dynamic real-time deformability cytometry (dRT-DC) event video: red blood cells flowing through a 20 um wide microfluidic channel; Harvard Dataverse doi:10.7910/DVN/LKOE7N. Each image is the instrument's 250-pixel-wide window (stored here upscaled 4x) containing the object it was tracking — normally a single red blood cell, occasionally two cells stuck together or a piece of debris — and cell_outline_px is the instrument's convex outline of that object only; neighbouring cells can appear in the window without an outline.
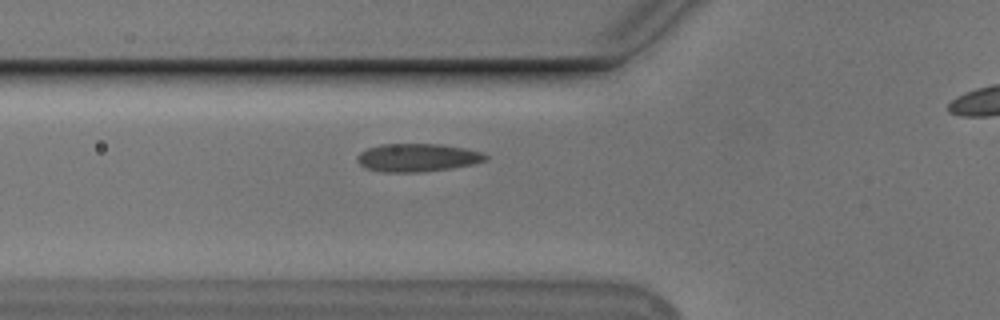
{"species": "Egyptian fruit bat (a non-hibernating species)", "species_latin": "Rousettus aegyptiacus", "temperature_condition": "cold", "stored_images_in_passage": 39, "camera_frame_rate_fps": 3000, "um_per_image_px": 0.085, "animal": {"sex": "male"}, "frame": {"image": 1, "passage_image": 10, "time_ms": 3.0, "image_size_px": [1000, 320], "cell_outline_px": [[488, 160], [472, 164], [452, 168], [420, 172], [384, 172], [364, 168], [356, 160], [356, 156], [360, 152], [368, 148], [380, 144], [440, 144], [464, 148], [480, 152], [488, 156]], "centroid_in_image_um": [35.45, 13.4], "position_along_channel_um": 90.4, "area_um2": 21.04}}
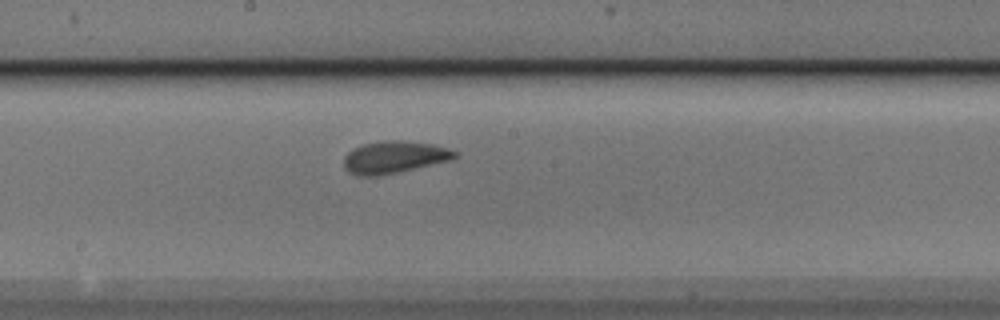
{"frame": {"image": 2, "passage_image": 20, "time_ms": 6.333, "image_size_px": [1000, 320], "cell_outline_px": [[460, 156], [452, 160], [380, 176], [360, 176], [348, 172], [344, 168], [344, 156], [352, 148], [364, 144], [384, 140], [400, 140], [432, 144], [448, 148], [460, 152]], "centroid_in_image_um": [33.54, 13.36], "position_along_channel_um": 214.7, "area_um2": 21.1}}
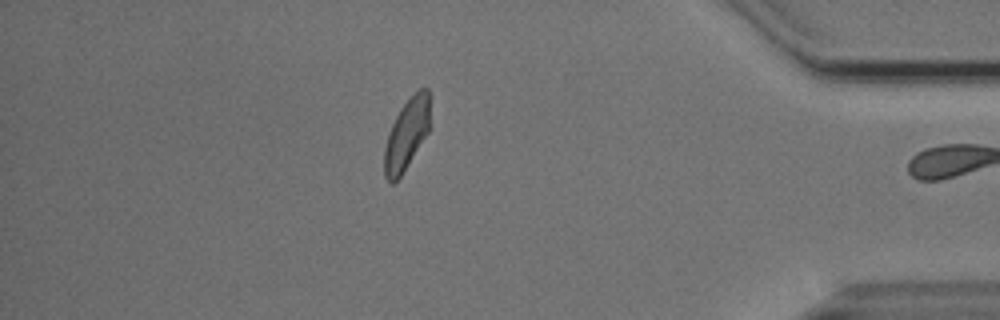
{"frame": {"image": 3, "passage_image": 38, "time_ms": 12.333, "image_size_px": [1000, 320], "cell_outline_px": [[428, 132], [400, 176], [392, 184], [384, 176], [384, 148], [388, 132], [400, 108], [420, 88], [428, 88]], "centroid_in_image_um": [34.52, 11.44], "position_along_channel_um": 400.7, "area_um2": 18.26}, "authors_computed_cell_mechanics": {"area_um2": 20.1722, "velocity_mm_per_s": 3.7303, "shape_relaxation_time_tau1_ms": 6.6885, "shape_relaxation_time_tau2_ms": 2.2777, "deformation_change_tau1": 0.1481, "deformation_change_tau2": 0.0363}}